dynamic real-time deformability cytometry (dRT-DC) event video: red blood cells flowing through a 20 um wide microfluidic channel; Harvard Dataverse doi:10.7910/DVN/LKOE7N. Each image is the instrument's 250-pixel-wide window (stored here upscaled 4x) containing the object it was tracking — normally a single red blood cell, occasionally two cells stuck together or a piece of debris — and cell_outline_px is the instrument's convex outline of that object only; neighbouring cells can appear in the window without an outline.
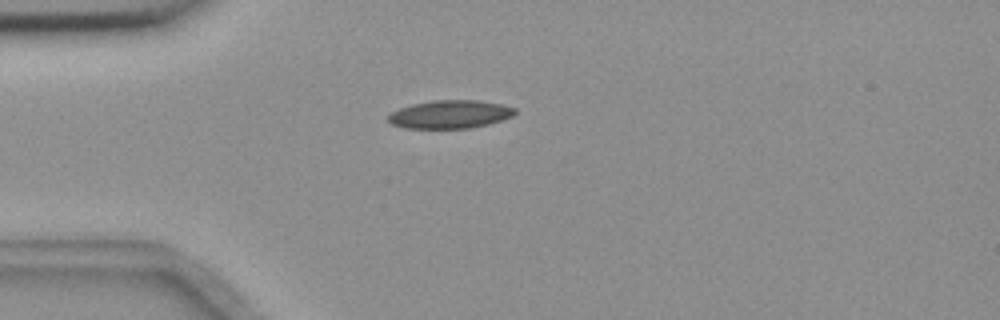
{"species": "common noctule bat (a hibernating species)", "species_latin": "Nyctalus noctula", "temperature_condition": "room temperature", "stored_images_in_passage": 5, "camera_frame_rate_fps": 3000, "um_per_image_px": 0.085, "animal": {"sex": "female", "body_mass_g": 18.4}, "frame": {"image": 1, "passage_image": 2, "time_ms": 0.333, "image_size_px": [1000, 320], "cell_outline_px": [[516, 112], [512, 116], [488, 124], [468, 128], [404, 128], [392, 124], [388, 120], [388, 116], [392, 112], [400, 108], [412, 104], [432, 100], [480, 100], [500, 104], [516, 108]], "centroid_in_image_um": [38.25, 9.71], "position_along_channel_um": 46.8, "area_um2": 20.69}}
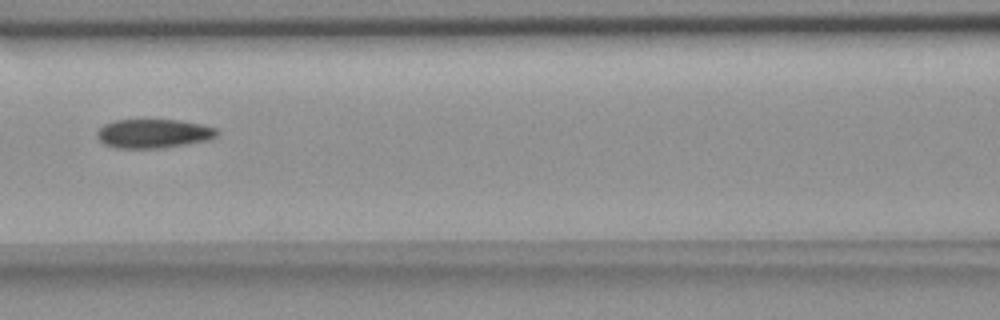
{"frame": {"image": 2, "passage_image": 5, "time_ms": 1.333, "image_size_px": [1000, 320], "cell_outline_px": [[220, 132], [216, 136], [208, 140], [188, 144], [160, 148], [116, 148], [104, 144], [96, 136], [96, 132], [104, 124], [116, 120], [180, 120], [200, 124], [216, 128]], "centroid_in_image_um": [13.05, 11.35], "position_along_channel_um": 153.6, "area_um2": 20.29}}